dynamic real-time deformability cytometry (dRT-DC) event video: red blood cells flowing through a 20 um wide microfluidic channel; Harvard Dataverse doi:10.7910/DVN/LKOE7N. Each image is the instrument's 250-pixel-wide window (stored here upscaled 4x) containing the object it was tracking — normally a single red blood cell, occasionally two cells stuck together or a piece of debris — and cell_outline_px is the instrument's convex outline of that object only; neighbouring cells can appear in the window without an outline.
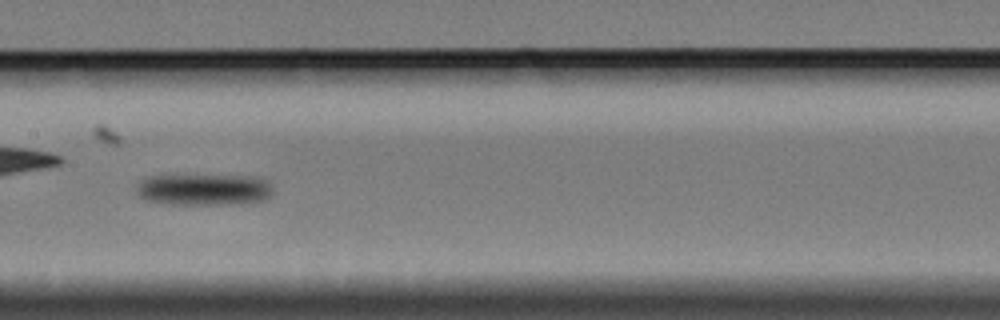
{"species": "Egyptian fruit bat (a non-hibernating species)", "species_latin": "Rousettus aegyptiacus", "temperature_condition": "cold", "stored_images_in_passage": 55, "camera_frame_rate_fps": 3000, "um_per_image_px": 0.085, "animal": {"sex": "female"}, "frame": {"image": 1, "passage_image": 24, "time_ms": 7.667, "image_size_px": [1000, 320], "cell_outline_px": [[272, 192], [264, 200], [240, 204], [160, 204], [144, 200], [136, 192], [136, 188], [140, 180], [144, 176], [260, 176], [268, 180], [272, 184]], "centroid_in_image_um": [17.32, 16.12], "position_along_channel_um": 190.1, "area_um2": 25.43}, "authors_computed_cell_mechanics": {"area_um2": 24.9696, "velocity_mm_per_s": 3.2551, "shape_relaxation_time_tau1_ms": 1.4035, "shape_relaxation_time_tau2_ms": null, "deformation_change_tau1": 0.0595, "deformation_change_tau2": null}}